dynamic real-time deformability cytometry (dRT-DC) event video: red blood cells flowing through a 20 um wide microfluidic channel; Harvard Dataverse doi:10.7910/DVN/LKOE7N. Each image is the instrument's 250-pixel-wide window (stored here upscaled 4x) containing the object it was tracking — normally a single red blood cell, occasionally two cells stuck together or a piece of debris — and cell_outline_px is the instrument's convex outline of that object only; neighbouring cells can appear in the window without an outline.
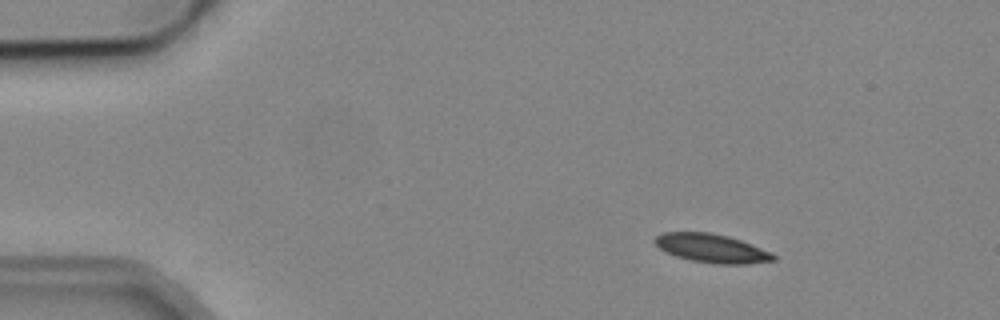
{"species": "common noctule bat (a hibernating species)", "species_latin": "Nyctalus noctula", "temperature_condition": "cold", "stored_images_in_passage": 4, "camera_frame_rate_fps": 3000, "um_per_image_px": 0.085, "animal": {"sex": "male", "body_mass_g": 19.2, "forearm_length_mm": 51.8}, "frame": {"image": 1, "passage_image": 2, "time_ms": 1.333, "image_size_px": [1000, 320], "cell_outline_px": [[776, 260], [744, 264], [716, 264], [688, 260], [664, 252], [656, 244], [656, 236], [664, 232], [708, 232], [728, 236], [752, 244], [772, 252], [776, 256]], "centroid_in_image_um": [60.51, 21.11], "position_along_channel_um": 24.5, "area_um2": 19.83}}